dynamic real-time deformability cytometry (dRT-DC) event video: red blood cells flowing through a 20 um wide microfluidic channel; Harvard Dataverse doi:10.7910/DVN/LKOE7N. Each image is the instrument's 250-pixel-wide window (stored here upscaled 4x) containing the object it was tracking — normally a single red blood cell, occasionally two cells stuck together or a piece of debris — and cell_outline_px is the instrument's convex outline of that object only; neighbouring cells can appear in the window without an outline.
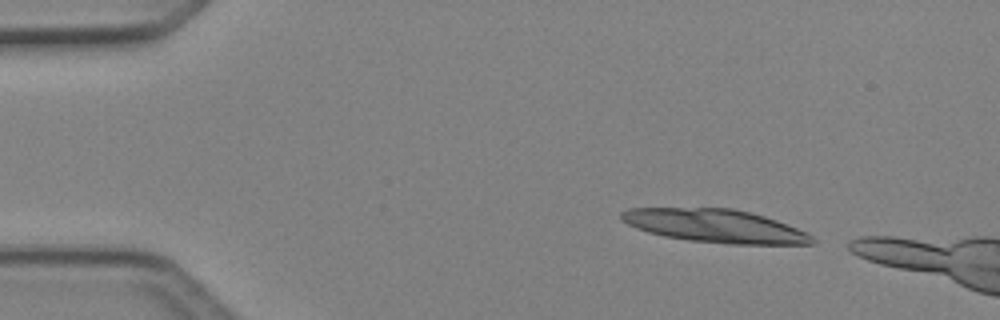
{"species": "Egyptian fruit bat (a non-hibernating species)", "species_latin": "Rousettus aegyptiacus", "temperature_condition": "cold", "stored_images_in_passage": 17, "camera_frame_rate_fps": 3000, "um_per_image_px": 0.085, "animal": {"sex": "female"}, "frame": {"image": 1, "passage_image": 3, "time_ms": 0.667, "image_size_px": [1000, 320], "cell_outline_px": [[816, 244], [728, 244], [688, 240], [664, 236], [648, 232], [636, 228], [620, 220], [620, 212], [628, 208], [732, 208], [764, 216], [776, 220], [796, 228], [812, 236], [816, 240]], "centroid_in_image_um": [60.75, 19.2], "position_along_channel_um": 24.2, "area_um2": 36.82}}
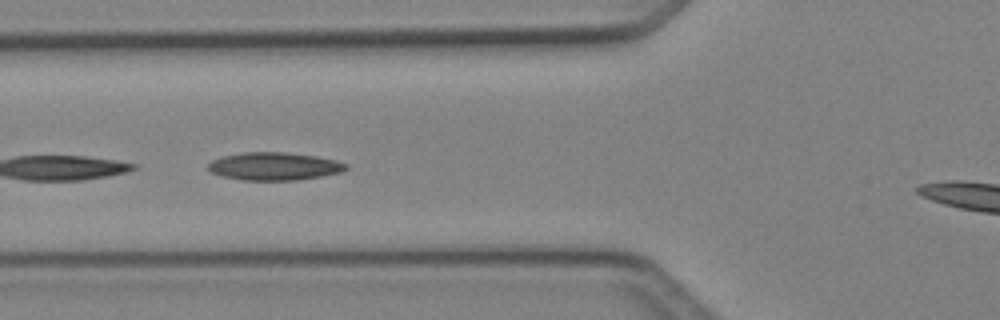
{"frame": {"image": 2, "passage_image": 15, "time_ms": 4.667, "image_size_px": [1000, 320], "cell_outline_px": [[348, 168], [340, 172], [320, 176], [296, 180], [240, 180], [224, 176], [212, 172], [208, 168], [208, 164], [212, 160], [224, 156], [244, 152], [284, 152], [316, 156], [336, 160], [348, 164]], "centroid_in_image_um": [23.32, 14.13], "position_along_channel_um": 102.5, "area_um2": 22.2}}